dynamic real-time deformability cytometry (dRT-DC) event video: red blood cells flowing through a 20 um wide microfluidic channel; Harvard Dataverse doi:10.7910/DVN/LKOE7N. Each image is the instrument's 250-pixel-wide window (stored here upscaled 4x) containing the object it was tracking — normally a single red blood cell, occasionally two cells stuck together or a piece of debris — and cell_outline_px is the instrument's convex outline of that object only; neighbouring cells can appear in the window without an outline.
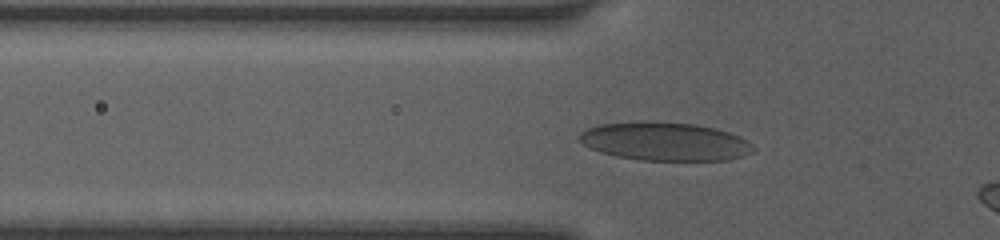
{"species": "human", "species_latin": "Homo sapiens", "temperature_condition": "room temperature", "stored_images_in_passage": 30, "camera_frame_rate_fps": 3000, "um_per_image_px": 0.085, "donor": {"sex": "female"}, "frame": {"image": 1, "passage_image": 2, "time_ms": 0.333, "image_size_px": [1000, 240], "cell_outline_px": [[756, 148], [752, 152], [728, 160], [640, 160], [616, 156], [600, 152], [588, 148], [576, 140], [580, 132], [588, 128], [600, 124], [644, 120], [656, 120], [696, 124], [716, 128], [740, 136], [748, 140]], "centroid_in_image_um": [56.47, 12.0], "position_along_channel_um": 69.3, "area_um2": 39.59}}
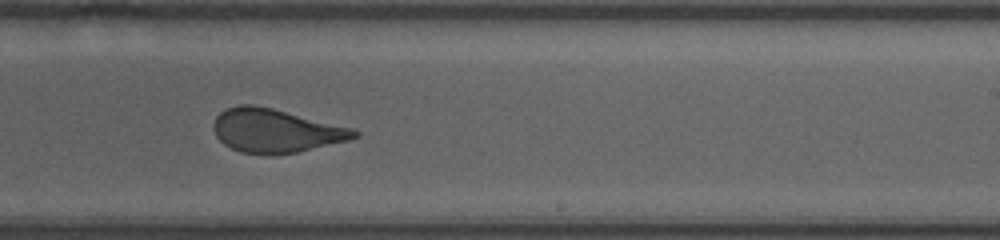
{"frame": {"image": 2, "passage_image": 16, "time_ms": 5.0, "image_size_px": [1000, 240], "cell_outline_px": [[360, 136], [348, 140], [296, 152], [240, 152], [224, 144], [216, 136], [212, 128], [212, 124], [216, 116], [224, 108], [240, 104], [256, 104], [352, 128], [360, 132]], "centroid_in_image_um": [23.39, 11.06], "position_along_channel_um": 265.6, "area_um2": 35.14}}
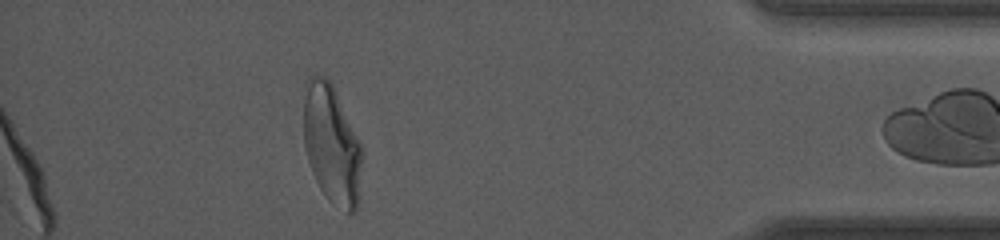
{"frame": {"image": 3, "passage_image": 29, "time_ms": 9.333, "image_size_px": [1000, 240], "cell_outline_px": [[364, 152], [356, 212], [348, 212], [332, 204], [328, 200], [320, 188], [312, 172], [308, 160], [304, 144], [304, 84], [308, 76], [316, 72], [328, 76], [364, 144]], "centroid_in_image_um": [28.22, 12.19], "position_along_channel_um": 407.0, "area_um2": 41.85}}